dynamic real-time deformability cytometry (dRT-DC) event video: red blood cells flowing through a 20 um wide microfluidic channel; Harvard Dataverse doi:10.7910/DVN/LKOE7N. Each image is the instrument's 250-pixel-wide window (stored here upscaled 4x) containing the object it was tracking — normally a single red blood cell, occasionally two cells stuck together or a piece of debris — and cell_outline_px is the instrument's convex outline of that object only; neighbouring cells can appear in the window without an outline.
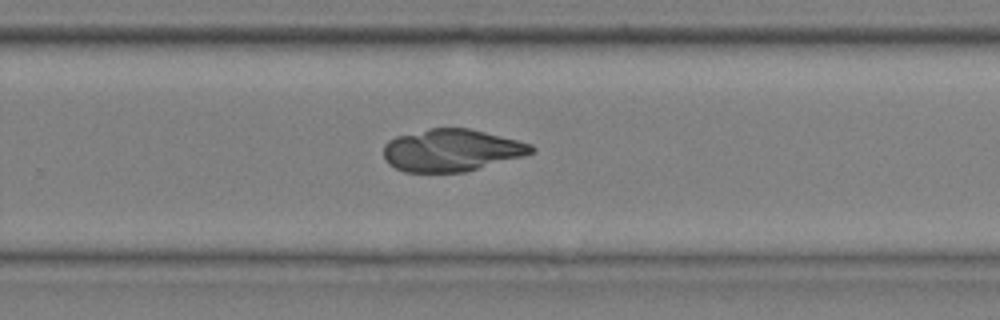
{"species": "common noctule bat (a hibernating species)", "species_latin": "Nyctalus noctula", "temperature_condition": "cold", "stored_images_in_passage": 49, "camera_frame_rate_fps": 3000, "um_per_image_px": 0.085, "animal": {"sex": "male", "body_mass_g": 20.4}, "frame": {"image": 1, "passage_image": 35, "time_ms": 11.333, "image_size_px": [1000, 320], "cell_outline_px": [[536, 148], [532, 152], [524, 156], [464, 172], [404, 172], [388, 164], [384, 160], [384, 144], [388, 140], [396, 136], [428, 128], [468, 128], [532, 144]], "centroid_in_image_um": [38.34, 12.77], "position_along_channel_um": 291.5, "area_um2": 36.3}}
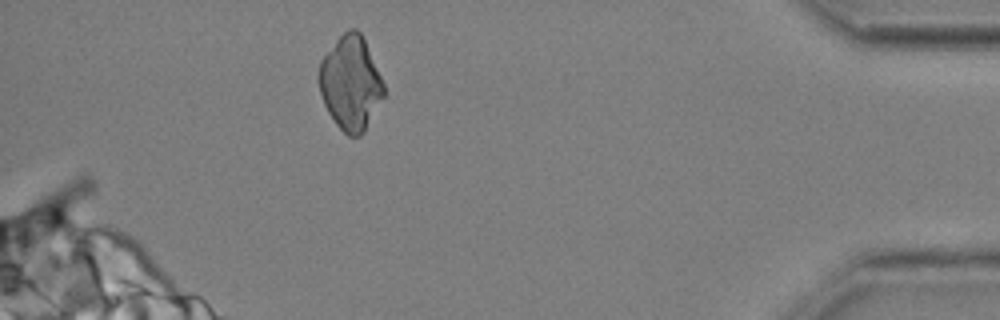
{"frame": {"image": 2, "passage_image": 48, "time_ms": 15.667, "image_size_px": [1000, 320], "cell_outline_px": [[384, 96], [364, 132], [360, 136], [348, 136], [336, 124], [328, 112], [324, 104], [316, 80], [316, 76], [320, 60], [336, 40], [348, 28], [356, 28], [360, 32], [364, 40], [384, 84]], "centroid_in_image_um": [29.76, 7.07], "position_along_channel_um": 405.4, "area_um2": 35.49}}